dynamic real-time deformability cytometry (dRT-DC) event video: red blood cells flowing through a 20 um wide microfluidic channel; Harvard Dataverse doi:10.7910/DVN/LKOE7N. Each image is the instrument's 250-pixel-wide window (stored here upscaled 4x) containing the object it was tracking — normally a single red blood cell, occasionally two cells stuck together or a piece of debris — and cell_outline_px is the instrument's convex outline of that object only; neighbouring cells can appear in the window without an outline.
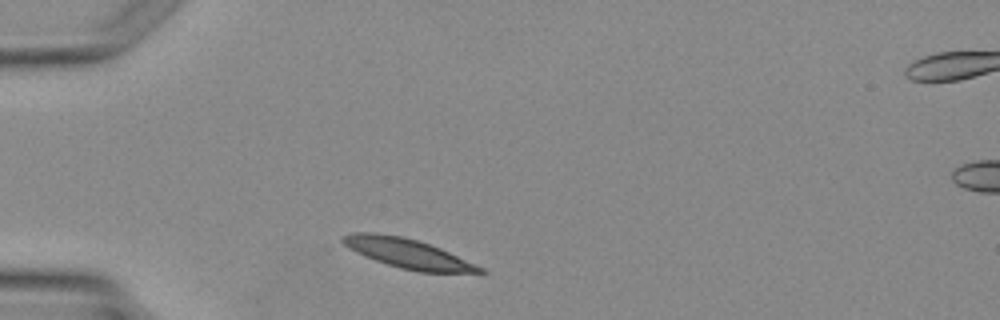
{"species": "Egyptian fruit bat (a non-hibernating species)", "species_latin": "Rousettus aegyptiacus", "temperature_condition": "warm", "stored_images_in_passage": 2, "segment_of_instrument_passage": [1, 2], "camera_frame_rate_fps": 3000, "um_per_image_px": 0.085, "animal": {"sex": "female"}, "frame": {"image": 1, "passage_image": 1, "time_ms": 0.0, "image_size_px": [1000, 320], "cell_outline_px": [[488, 272], [420, 272], [400, 268], [376, 260], [356, 252], [344, 244], [340, 240], [344, 236], [352, 232], [372, 232], [404, 236], [440, 248], [484, 268]], "centroid_in_image_um": [34.64, 21.53], "position_along_channel_um": 50.4, "area_um2": 23.12}}